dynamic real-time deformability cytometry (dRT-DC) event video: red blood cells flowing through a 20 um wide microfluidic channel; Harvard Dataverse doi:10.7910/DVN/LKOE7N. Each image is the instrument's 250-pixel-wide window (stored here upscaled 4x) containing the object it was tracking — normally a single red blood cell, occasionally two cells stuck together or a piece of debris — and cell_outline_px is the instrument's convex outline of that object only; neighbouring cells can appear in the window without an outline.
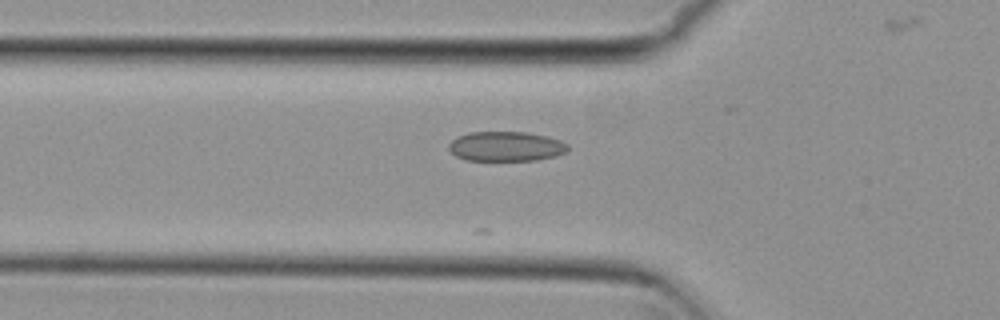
{"species": "common noctule bat (a hibernating species)", "species_latin": "Nyctalus noctula", "temperature_condition": "cold", "stored_images_in_passage": 19, "camera_frame_rate_fps": 3000, "um_per_image_px": 0.085, "animal": {"sex": "female", "body_mass_g": 29.2, "forearm_length_mm": 56.3}, "frame": {"image": 1, "passage_image": 2, "time_ms": 0.333, "image_size_px": [1000, 320], "cell_outline_px": [[568, 148], [564, 152], [556, 156], [536, 160], [464, 160], [456, 156], [448, 148], [448, 144], [456, 136], [468, 132], [524, 132], [548, 136], [560, 140], [568, 144]], "centroid_in_image_um": [42.98, 12.43], "position_along_channel_um": 82.8, "area_um2": 20.69}}
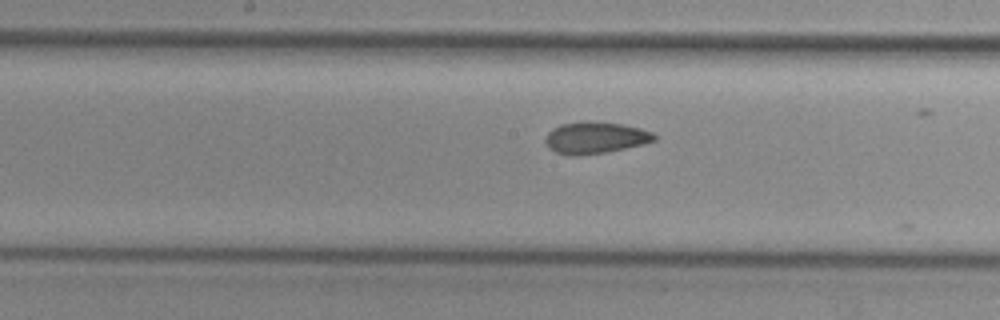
{"frame": {"image": 2, "passage_image": 11, "time_ms": 3.333, "image_size_px": [1000, 320], "cell_outline_px": [[656, 140], [644, 144], [608, 152], [580, 156], [572, 156], [556, 152], [548, 148], [544, 140], [548, 132], [552, 128], [560, 124], [592, 120], [624, 124], [640, 128], [652, 132], [656, 136]], "centroid_in_image_um": [50.59, 11.7], "position_along_channel_um": 197.6, "area_um2": 20.52}}
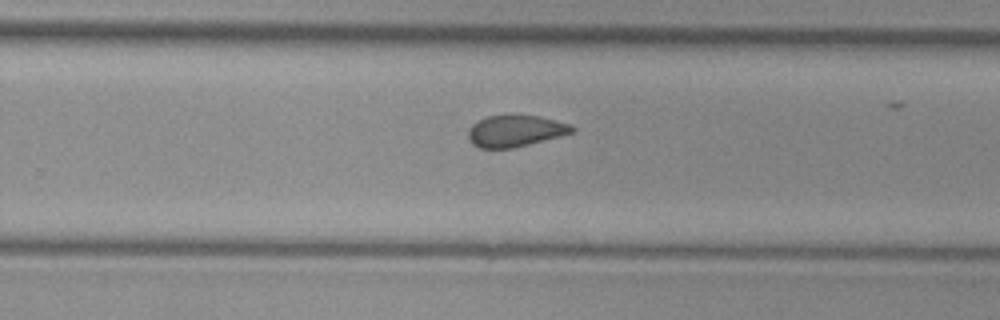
{"frame": {"image": 3, "passage_image": 18, "time_ms": 5.667, "image_size_px": [1000, 320], "cell_outline_px": [[576, 132], [512, 148], [480, 148], [472, 144], [468, 136], [468, 128], [476, 120], [488, 116], [540, 116], [572, 124], [576, 128]], "centroid_in_image_um": [43.82, 11.13], "position_along_channel_um": 286.0, "area_um2": 19.07}}